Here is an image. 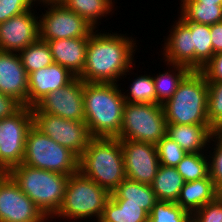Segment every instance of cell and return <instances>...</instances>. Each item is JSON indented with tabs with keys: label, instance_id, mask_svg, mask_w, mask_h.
<instances>
[{
	"label": "cell",
	"instance_id": "cell-1",
	"mask_svg": "<svg viewBox=\"0 0 222 222\" xmlns=\"http://www.w3.org/2000/svg\"><path fill=\"white\" fill-rule=\"evenodd\" d=\"M98 31L89 36L85 67L78 77L84 82L118 83L135 69L136 41L126 34Z\"/></svg>",
	"mask_w": 222,
	"mask_h": 222
},
{
	"label": "cell",
	"instance_id": "cell-2",
	"mask_svg": "<svg viewBox=\"0 0 222 222\" xmlns=\"http://www.w3.org/2000/svg\"><path fill=\"white\" fill-rule=\"evenodd\" d=\"M120 88L117 83L84 82V122L91 137L116 138L120 134L126 103Z\"/></svg>",
	"mask_w": 222,
	"mask_h": 222
},
{
	"label": "cell",
	"instance_id": "cell-3",
	"mask_svg": "<svg viewBox=\"0 0 222 222\" xmlns=\"http://www.w3.org/2000/svg\"><path fill=\"white\" fill-rule=\"evenodd\" d=\"M78 171L111 193L126 179L120 139L92 137L79 156Z\"/></svg>",
	"mask_w": 222,
	"mask_h": 222
},
{
	"label": "cell",
	"instance_id": "cell-4",
	"mask_svg": "<svg viewBox=\"0 0 222 222\" xmlns=\"http://www.w3.org/2000/svg\"><path fill=\"white\" fill-rule=\"evenodd\" d=\"M8 175L49 219L58 212L70 175L20 164L8 171Z\"/></svg>",
	"mask_w": 222,
	"mask_h": 222
},
{
	"label": "cell",
	"instance_id": "cell-5",
	"mask_svg": "<svg viewBox=\"0 0 222 222\" xmlns=\"http://www.w3.org/2000/svg\"><path fill=\"white\" fill-rule=\"evenodd\" d=\"M208 82L200 70H192L164 103L167 124L210 125L207 117Z\"/></svg>",
	"mask_w": 222,
	"mask_h": 222
},
{
	"label": "cell",
	"instance_id": "cell-6",
	"mask_svg": "<svg viewBox=\"0 0 222 222\" xmlns=\"http://www.w3.org/2000/svg\"><path fill=\"white\" fill-rule=\"evenodd\" d=\"M111 193L99 186L96 182L82 175L79 171L69 176L64 199L54 215L68 220H91L97 222L101 219L106 202Z\"/></svg>",
	"mask_w": 222,
	"mask_h": 222
},
{
	"label": "cell",
	"instance_id": "cell-7",
	"mask_svg": "<svg viewBox=\"0 0 222 222\" xmlns=\"http://www.w3.org/2000/svg\"><path fill=\"white\" fill-rule=\"evenodd\" d=\"M79 157L32 126L27 133L23 164L71 175L78 172Z\"/></svg>",
	"mask_w": 222,
	"mask_h": 222
},
{
	"label": "cell",
	"instance_id": "cell-8",
	"mask_svg": "<svg viewBox=\"0 0 222 222\" xmlns=\"http://www.w3.org/2000/svg\"><path fill=\"white\" fill-rule=\"evenodd\" d=\"M167 122L162 105L126 102L120 140H133L157 144L165 135Z\"/></svg>",
	"mask_w": 222,
	"mask_h": 222
},
{
	"label": "cell",
	"instance_id": "cell-9",
	"mask_svg": "<svg viewBox=\"0 0 222 222\" xmlns=\"http://www.w3.org/2000/svg\"><path fill=\"white\" fill-rule=\"evenodd\" d=\"M48 8L39 16V38L43 41L89 37L95 28L58 0H39ZM46 5V7H45Z\"/></svg>",
	"mask_w": 222,
	"mask_h": 222
},
{
	"label": "cell",
	"instance_id": "cell-10",
	"mask_svg": "<svg viewBox=\"0 0 222 222\" xmlns=\"http://www.w3.org/2000/svg\"><path fill=\"white\" fill-rule=\"evenodd\" d=\"M32 126V107L27 106L0 120L1 169L9 171L23 163L26 136Z\"/></svg>",
	"mask_w": 222,
	"mask_h": 222
},
{
	"label": "cell",
	"instance_id": "cell-11",
	"mask_svg": "<svg viewBox=\"0 0 222 222\" xmlns=\"http://www.w3.org/2000/svg\"><path fill=\"white\" fill-rule=\"evenodd\" d=\"M33 126L52 140L67 147L78 157L85 151L92 138L85 122L64 119L40 112L32 107Z\"/></svg>",
	"mask_w": 222,
	"mask_h": 222
},
{
	"label": "cell",
	"instance_id": "cell-12",
	"mask_svg": "<svg viewBox=\"0 0 222 222\" xmlns=\"http://www.w3.org/2000/svg\"><path fill=\"white\" fill-rule=\"evenodd\" d=\"M36 204L7 175L0 183V222H47Z\"/></svg>",
	"mask_w": 222,
	"mask_h": 222
},
{
	"label": "cell",
	"instance_id": "cell-13",
	"mask_svg": "<svg viewBox=\"0 0 222 222\" xmlns=\"http://www.w3.org/2000/svg\"><path fill=\"white\" fill-rule=\"evenodd\" d=\"M120 145L126 178L151 185L160 166L156 145L133 140H120Z\"/></svg>",
	"mask_w": 222,
	"mask_h": 222
},
{
	"label": "cell",
	"instance_id": "cell-14",
	"mask_svg": "<svg viewBox=\"0 0 222 222\" xmlns=\"http://www.w3.org/2000/svg\"><path fill=\"white\" fill-rule=\"evenodd\" d=\"M83 86L84 81L76 77L66 86L46 95L35 107L43 113L84 122Z\"/></svg>",
	"mask_w": 222,
	"mask_h": 222
},
{
	"label": "cell",
	"instance_id": "cell-15",
	"mask_svg": "<svg viewBox=\"0 0 222 222\" xmlns=\"http://www.w3.org/2000/svg\"><path fill=\"white\" fill-rule=\"evenodd\" d=\"M33 10L0 23V51L19 53L39 39V17Z\"/></svg>",
	"mask_w": 222,
	"mask_h": 222
},
{
	"label": "cell",
	"instance_id": "cell-16",
	"mask_svg": "<svg viewBox=\"0 0 222 222\" xmlns=\"http://www.w3.org/2000/svg\"><path fill=\"white\" fill-rule=\"evenodd\" d=\"M75 76L69 69L52 63L51 65L28 74V107H34L49 93L61 89Z\"/></svg>",
	"mask_w": 222,
	"mask_h": 222
},
{
	"label": "cell",
	"instance_id": "cell-17",
	"mask_svg": "<svg viewBox=\"0 0 222 222\" xmlns=\"http://www.w3.org/2000/svg\"><path fill=\"white\" fill-rule=\"evenodd\" d=\"M0 93L28 107V74L18 53L0 51Z\"/></svg>",
	"mask_w": 222,
	"mask_h": 222
},
{
	"label": "cell",
	"instance_id": "cell-18",
	"mask_svg": "<svg viewBox=\"0 0 222 222\" xmlns=\"http://www.w3.org/2000/svg\"><path fill=\"white\" fill-rule=\"evenodd\" d=\"M165 41L161 51L164 62L184 65L195 70V46H193L192 33L179 18L171 26V32Z\"/></svg>",
	"mask_w": 222,
	"mask_h": 222
},
{
	"label": "cell",
	"instance_id": "cell-19",
	"mask_svg": "<svg viewBox=\"0 0 222 222\" xmlns=\"http://www.w3.org/2000/svg\"><path fill=\"white\" fill-rule=\"evenodd\" d=\"M89 37L63 38L47 41L53 62L79 76L84 67Z\"/></svg>",
	"mask_w": 222,
	"mask_h": 222
},
{
	"label": "cell",
	"instance_id": "cell-20",
	"mask_svg": "<svg viewBox=\"0 0 222 222\" xmlns=\"http://www.w3.org/2000/svg\"><path fill=\"white\" fill-rule=\"evenodd\" d=\"M214 132L215 130L210 125L167 124L166 135L174 140L186 153L206 154L208 149L205 148H209L210 139Z\"/></svg>",
	"mask_w": 222,
	"mask_h": 222
},
{
	"label": "cell",
	"instance_id": "cell-21",
	"mask_svg": "<svg viewBox=\"0 0 222 222\" xmlns=\"http://www.w3.org/2000/svg\"><path fill=\"white\" fill-rule=\"evenodd\" d=\"M214 199L215 184L210 175H208L200 180L185 182L176 203L192 215L199 208Z\"/></svg>",
	"mask_w": 222,
	"mask_h": 222
},
{
	"label": "cell",
	"instance_id": "cell-22",
	"mask_svg": "<svg viewBox=\"0 0 222 222\" xmlns=\"http://www.w3.org/2000/svg\"><path fill=\"white\" fill-rule=\"evenodd\" d=\"M110 197L116 203H134L150 214L158 201L150 184H143L129 179L123 180L112 192Z\"/></svg>",
	"mask_w": 222,
	"mask_h": 222
},
{
	"label": "cell",
	"instance_id": "cell-23",
	"mask_svg": "<svg viewBox=\"0 0 222 222\" xmlns=\"http://www.w3.org/2000/svg\"><path fill=\"white\" fill-rule=\"evenodd\" d=\"M184 183L176 167L160 165L151 186L157 200L176 203Z\"/></svg>",
	"mask_w": 222,
	"mask_h": 222
},
{
	"label": "cell",
	"instance_id": "cell-24",
	"mask_svg": "<svg viewBox=\"0 0 222 222\" xmlns=\"http://www.w3.org/2000/svg\"><path fill=\"white\" fill-rule=\"evenodd\" d=\"M166 65L170 68V72H159V75L157 73L156 76H153L157 105L166 103L176 92L182 80L192 71L184 65L171 63H167Z\"/></svg>",
	"mask_w": 222,
	"mask_h": 222
},
{
	"label": "cell",
	"instance_id": "cell-25",
	"mask_svg": "<svg viewBox=\"0 0 222 222\" xmlns=\"http://www.w3.org/2000/svg\"><path fill=\"white\" fill-rule=\"evenodd\" d=\"M68 10L77 13L95 29L98 20L106 17L113 11L115 1L113 0H58ZM113 1V2H112ZM114 3V4H113ZM109 13V14H108Z\"/></svg>",
	"mask_w": 222,
	"mask_h": 222
},
{
	"label": "cell",
	"instance_id": "cell-26",
	"mask_svg": "<svg viewBox=\"0 0 222 222\" xmlns=\"http://www.w3.org/2000/svg\"><path fill=\"white\" fill-rule=\"evenodd\" d=\"M178 17L182 22H194L198 24L213 25L222 21V5L181 2Z\"/></svg>",
	"mask_w": 222,
	"mask_h": 222
},
{
	"label": "cell",
	"instance_id": "cell-27",
	"mask_svg": "<svg viewBox=\"0 0 222 222\" xmlns=\"http://www.w3.org/2000/svg\"><path fill=\"white\" fill-rule=\"evenodd\" d=\"M148 216L149 214L142 208V205L116 203L110 197L98 222H147Z\"/></svg>",
	"mask_w": 222,
	"mask_h": 222
},
{
	"label": "cell",
	"instance_id": "cell-28",
	"mask_svg": "<svg viewBox=\"0 0 222 222\" xmlns=\"http://www.w3.org/2000/svg\"><path fill=\"white\" fill-rule=\"evenodd\" d=\"M183 23L192 33L193 46H195V70H201L214 55L210 26L194 22Z\"/></svg>",
	"mask_w": 222,
	"mask_h": 222
},
{
	"label": "cell",
	"instance_id": "cell-29",
	"mask_svg": "<svg viewBox=\"0 0 222 222\" xmlns=\"http://www.w3.org/2000/svg\"><path fill=\"white\" fill-rule=\"evenodd\" d=\"M18 54L27 74L47 67L53 63L48 43L40 38L21 50Z\"/></svg>",
	"mask_w": 222,
	"mask_h": 222
},
{
	"label": "cell",
	"instance_id": "cell-30",
	"mask_svg": "<svg viewBox=\"0 0 222 222\" xmlns=\"http://www.w3.org/2000/svg\"><path fill=\"white\" fill-rule=\"evenodd\" d=\"M208 156L204 153H186L177 164V172L185 182L200 180L209 175Z\"/></svg>",
	"mask_w": 222,
	"mask_h": 222
},
{
	"label": "cell",
	"instance_id": "cell-31",
	"mask_svg": "<svg viewBox=\"0 0 222 222\" xmlns=\"http://www.w3.org/2000/svg\"><path fill=\"white\" fill-rule=\"evenodd\" d=\"M129 91L123 95L125 102L138 104H156V92L153 75H139L132 80Z\"/></svg>",
	"mask_w": 222,
	"mask_h": 222
},
{
	"label": "cell",
	"instance_id": "cell-32",
	"mask_svg": "<svg viewBox=\"0 0 222 222\" xmlns=\"http://www.w3.org/2000/svg\"><path fill=\"white\" fill-rule=\"evenodd\" d=\"M192 215L175 202L158 200L153 206L147 222H189Z\"/></svg>",
	"mask_w": 222,
	"mask_h": 222
},
{
	"label": "cell",
	"instance_id": "cell-33",
	"mask_svg": "<svg viewBox=\"0 0 222 222\" xmlns=\"http://www.w3.org/2000/svg\"><path fill=\"white\" fill-rule=\"evenodd\" d=\"M207 117L215 131L222 126V82H208Z\"/></svg>",
	"mask_w": 222,
	"mask_h": 222
},
{
	"label": "cell",
	"instance_id": "cell-34",
	"mask_svg": "<svg viewBox=\"0 0 222 222\" xmlns=\"http://www.w3.org/2000/svg\"><path fill=\"white\" fill-rule=\"evenodd\" d=\"M156 150L160 165L168 167H176L186 155V152L167 135L156 144Z\"/></svg>",
	"mask_w": 222,
	"mask_h": 222
},
{
	"label": "cell",
	"instance_id": "cell-35",
	"mask_svg": "<svg viewBox=\"0 0 222 222\" xmlns=\"http://www.w3.org/2000/svg\"><path fill=\"white\" fill-rule=\"evenodd\" d=\"M210 141L214 142L212 146L215 147L212 148L213 152L208 151L211 156L207 155L210 158L208 159L209 175L214 184L217 185L222 183V138L214 132Z\"/></svg>",
	"mask_w": 222,
	"mask_h": 222
},
{
	"label": "cell",
	"instance_id": "cell-36",
	"mask_svg": "<svg viewBox=\"0 0 222 222\" xmlns=\"http://www.w3.org/2000/svg\"><path fill=\"white\" fill-rule=\"evenodd\" d=\"M39 0H0V23L32 9Z\"/></svg>",
	"mask_w": 222,
	"mask_h": 222
},
{
	"label": "cell",
	"instance_id": "cell-37",
	"mask_svg": "<svg viewBox=\"0 0 222 222\" xmlns=\"http://www.w3.org/2000/svg\"><path fill=\"white\" fill-rule=\"evenodd\" d=\"M194 222H222V203L216 199L208 202L192 214Z\"/></svg>",
	"mask_w": 222,
	"mask_h": 222
},
{
	"label": "cell",
	"instance_id": "cell-38",
	"mask_svg": "<svg viewBox=\"0 0 222 222\" xmlns=\"http://www.w3.org/2000/svg\"><path fill=\"white\" fill-rule=\"evenodd\" d=\"M200 71L207 82H222V52L214 54Z\"/></svg>",
	"mask_w": 222,
	"mask_h": 222
},
{
	"label": "cell",
	"instance_id": "cell-39",
	"mask_svg": "<svg viewBox=\"0 0 222 222\" xmlns=\"http://www.w3.org/2000/svg\"><path fill=\"white\" fill-rule=\"evenodd\" d=\"M23 105L15 98L0 93V120L12 116L15 114Z\"/></svg>",
	"mask_w": 222,
	"mask_h": 222
},
{
	"label": "cell",
	"instance_id": "cell-40",
	"mask_svg": "<svg viewBox=\"0 0 222 222\" xmlns=\"http://www.w3.org/2000/svg\"><path fill=\"white\" fill-rule=\"evenodd\" d=\"M213 53L222 52V21L210 26Z\"/></svg>",
	"mask_w": 222,
	"mask_h": 222
},
{
	"label": "cell",
	"instance_id": "cell-41",
	"mask_svg": "<svg viewBox=\"0 0 222 222\" xmlns=\"http://www.w3.org/2000/svg\"><path fill=\"white\" fill-rule=\"evenodd\" d=\"M181 2H198L222 5V0H181Z\"/></svg>",
	"mask_w": 222,
	"mask_h": 222
},
{
	"label": "cell",
	"instance_id": "cell-42",
	"mask_svg": "<svg viewBox=\"0 0 222 222\" xmlns=\"http://www.w3.org/2000/svg\"><path fill=\"white\" fill-rule=\"evenodd\" d=\"M215 199L222 203V183L215 185Z\"/></svg>",
	"mask_w": 222,
	"mask_h": 222
},
{
	"label": "cell",
	"instance_id": "cell-43",
	"mask_svg": "<svg viewBox=\"0 0 222 222\" xmlns=\"http://www.w3.org/2000/svg\"><path fill=\"white\" fill-rule=\"evenodd\" d=\"M8 175V171L0 168V183Z\"/></svg>",
	"mask_w": 222,
	"mask_h": 222
},
{
	"label": "cell",
	"instance_id": "cell-44",
	"mask_svg": "<svg viewBox=\"0 0 222 222\" xmlns=\"http://www.w3.org/2000/svg\"><path fill=\"white\" fill-rule=\"evenodd\" d=\"M222 138V126L215 131Z\"/></svg>",
	"mask_w": 222,
	"mask_h": 222
}]
</instances>
